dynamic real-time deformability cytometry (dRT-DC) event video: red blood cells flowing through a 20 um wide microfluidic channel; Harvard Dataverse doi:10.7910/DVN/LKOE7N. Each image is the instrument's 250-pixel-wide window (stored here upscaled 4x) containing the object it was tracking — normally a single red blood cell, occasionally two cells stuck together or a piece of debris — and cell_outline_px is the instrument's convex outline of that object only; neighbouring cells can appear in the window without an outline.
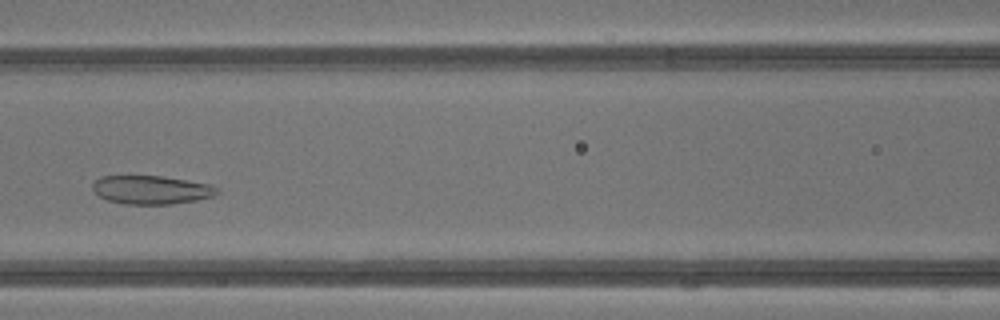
{"species": "common noctule bat (a hibernating species)", "species_latin": "Nyctalus noctula", "temperature_condition": "warm", "stored_images_in_passage": 37, "camera_frame_rate_fps": 3000, "um_per_image_px": 0.085, "animal": {"sex": "male", "body_mass_g": 13.3}, "frame": {"image": 1, "passage_image": 14, "time_ms": 4.333, "image_size_px": [1000, 320], "cell_outline_px": [[220, 192], [212, 196], [196, 200], [172, 204], [124, 204], [108, 200], [100, 196], [92, 188], [92, 184], [100, 176], [164, 176], [208, 184], [220, 188]], "centroid_in_image_um": [12.87, 16.13], "position_along_channel_um": 153.7, "area_um2": 20.63}}
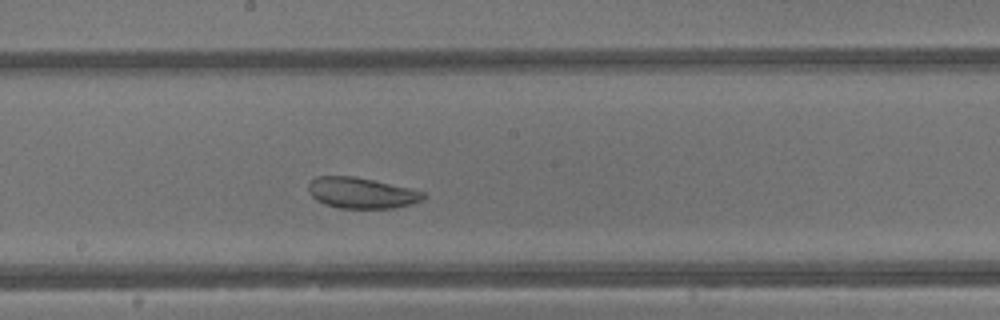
{"frame": {"image": 2, "passage_image": 18, "time_ms": 5.667, "image_size_px": [1000, 320], "cell_outline_px": [[428, 196], [424, 200], [412, 204], [396, 208], [340, 208], [324, 204], [316, 200], [308, 192], [308, 184], [316, 176], [352, 176], [372, 180], [408, 188], [424, 192]], "centroid_in_image_um": [30.73, 16.41], "position_along_channel_um": 217.5, "area_um2": 20.69}}
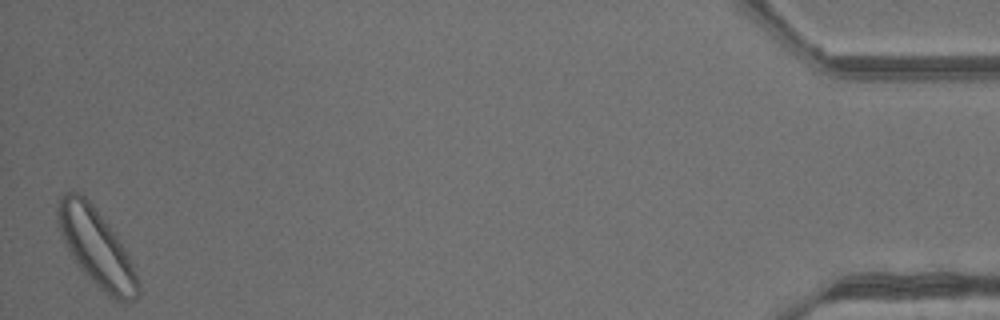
{"frame": {"image": 3, "passage_image": 37, "time_ms": 12.0, "image_size_px": [1000, 320], "cell_outline_px": [[140, 296], [136, 300], [116, 300], [108, 296], [76, 264], [68, 252], [56, 224], [56, 208], [60, 196], [68, 192], [80, 192], [96, 208], [108, 224], [124, 248], [128, 256], [140, 284]], "centroid_in_image_um": [8.16, 21.02], "position_along_channel_um": 427.0, "area_um2": 35.95}, "authors_computed_cell_mechanics": {"area_um2": 26.1256, "velocity_mm_per_s": 4.797, "shape_relaxation_time_tau1_ms": null, "shape_relaxation_time_tau2_ms": 6.6229, "deformation_change_tau1": null, "deformation_change_tau2": 0.1558}}